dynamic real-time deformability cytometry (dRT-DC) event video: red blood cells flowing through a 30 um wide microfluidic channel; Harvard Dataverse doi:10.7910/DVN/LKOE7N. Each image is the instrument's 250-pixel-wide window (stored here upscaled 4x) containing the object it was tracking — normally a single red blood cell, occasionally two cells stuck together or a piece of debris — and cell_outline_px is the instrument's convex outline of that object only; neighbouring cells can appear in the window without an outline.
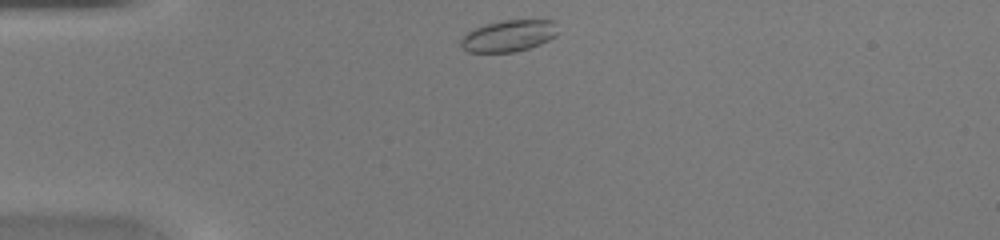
{"species": "common noctule bat (a hibernating species)", "species_latin": "Nyctalus noctula", "temperature_condition": "warm", "stored_images_in_passage": 35, "camera_frame_rate_fps": 3000, "um_per_image_px": 0.085, "animal": {"sex": "female", "body_mass_g": 20.0, "forearm_length_mm": 54.0}, "frame": {"image": 1, "passage_image": 1, "time_ms": 0.0, "image_size_px": [1000, 240], "cell_outline_px": [[556, 36], [540, 44], [516, 52], [468, 52], [460, 44], [460, 40], [468, 32], [476, 28], [488, 24], [504, 20], [552, 20], [556, 32]], "centroid_in_image_um": [43.22, 3.06], "position_along_channel_um": 41.8, "area_um2": 17.46}}
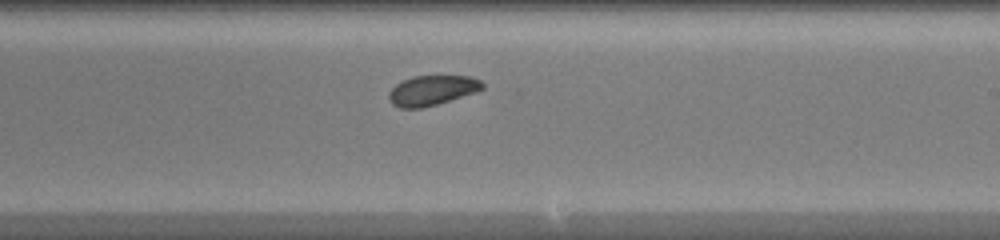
{"frame": {"image": 2, "passage_image": 17, "time_ms": 5.333, "image_size_px": [1000, 240], "cell_outline_px": [[484, 88], [476, 92], [436, 104], [420, 108], [400, 108], [392, 104], [388, 100], [388, 92], [396, 84], [412, 76], [472, 76], [480, 80], [484, 84]], "centroid_in_image_um": [36.71, 7.68], "position_along_channel_um": 252.3, "area_um2": 16.3}}
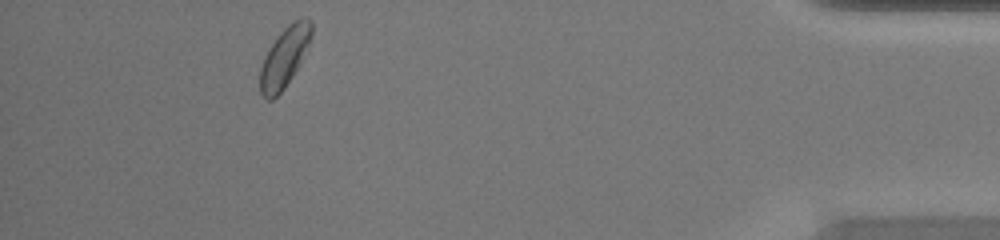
{"frame": {"image": 3, "passage_image": 31, "time_ms": 10.0, "image_size_px": [1000, 240], "cell_outline_px": [[312, 36], [308, 48], [300, 64], [284, 88], [272, 100], [264, 100], [260, 92], [260, 68], [264, 56], [276, 36], [288, 24], [300, 16], [308, 16], [312, 20]], "centroid_in_image_um": [24.2, 4.82], "position_along_channel_um": 411.0, "area_um2": 18.38}}